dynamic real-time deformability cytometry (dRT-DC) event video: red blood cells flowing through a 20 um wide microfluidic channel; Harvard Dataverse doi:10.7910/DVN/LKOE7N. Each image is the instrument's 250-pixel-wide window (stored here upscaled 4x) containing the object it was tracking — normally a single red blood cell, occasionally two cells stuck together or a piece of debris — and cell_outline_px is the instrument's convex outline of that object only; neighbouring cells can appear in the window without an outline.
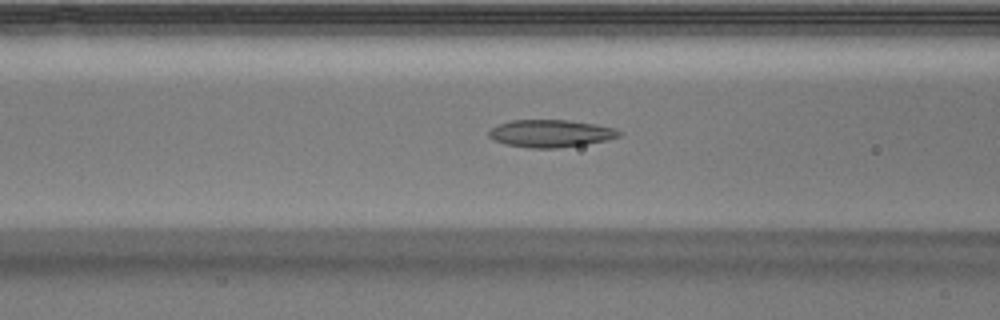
{"species": "Egyptian fruit bat (a non-hibernating species)", "species_latin": "Rousettus aegyptiacus", "temperature_condition": "warm", "stored_images_in_passage": 49, "camera_frame_rate_fps": 3000, "um_per_image_px": 0.085, "animal": {"sex": "male"}, "frame": {"image": 1, "passage_image": 19, "time_ms": 6.0, "image_size_px": [1000, 320], "cell_outline_px": [[620, 136], [608, 140], [584, 144], [556, 148], [528, 148], [504, 144], [492, 140], [488, 136], [488, 132], [492, 128], [500, 124], [512, 120], [568, 120], [596, 124], [616, 128], [620, 132]], "centroid_in_image_um": [46.79, 11.34], "position_along_channel_um": 119.8, "area_um2": 20.87}}
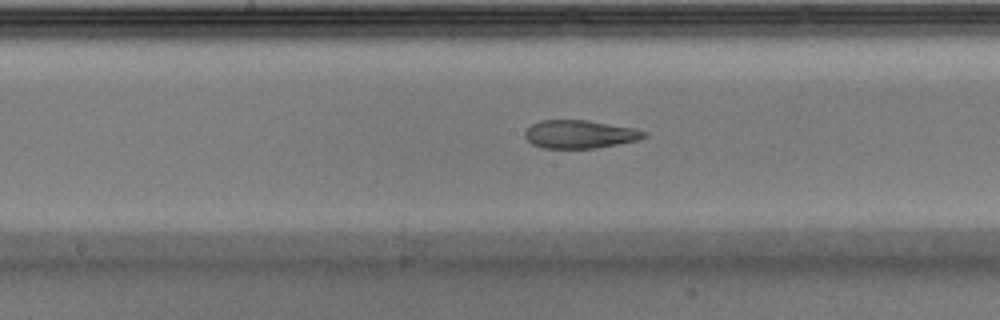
{"frame": {"image": 2, "passage_image": 25, "time_ms": 8.0, "image_size_px": [1000, 320], "cell_outline_px": [[648, 136], [636, 140], [596, 148], [544, 148], [532, 144], [524, 136], [524, 132], [532, 124], [540, 120], [588, 120], [636, 128], [648, 132]], "centroid_in_image_um": [49.3, 11.4], "position_along_channel_um": 198.9, "area_um2": 19.59}}
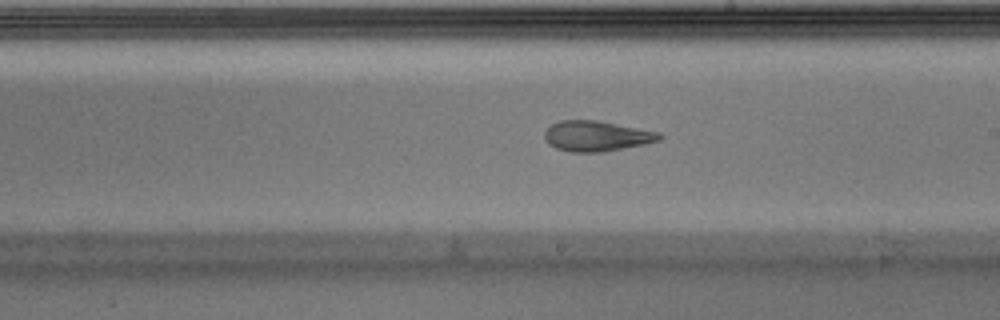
{"frame": {"image": 3, "passage_image": 28, "time_ms": 9.0, "image_size_px": [1000, 320], "cell_outline_px": [[664, 136], [660, 140], [644, 144], [600, 152], [572, 152], [556, 148], [548, 144], [544, 140], [544, 132], [552, 124], [560, 120], [596, 120], [660, 132]], "centroid_in_image_um": [50.69, 11.56], "position_along_channel_um": 238.3, "area_um2": 20.29}, "authors_computed_cell_mechanics": {"area_um2": 21.9062, "velocity_mm_per_s": 3.9374, "shape_relaxation_time_tau1_ms": null, "shape_relaxation_time_tau2_ms": 2.3336, "deformation_change_tau1": null, "deformation_change_tau2": 0.0932}}